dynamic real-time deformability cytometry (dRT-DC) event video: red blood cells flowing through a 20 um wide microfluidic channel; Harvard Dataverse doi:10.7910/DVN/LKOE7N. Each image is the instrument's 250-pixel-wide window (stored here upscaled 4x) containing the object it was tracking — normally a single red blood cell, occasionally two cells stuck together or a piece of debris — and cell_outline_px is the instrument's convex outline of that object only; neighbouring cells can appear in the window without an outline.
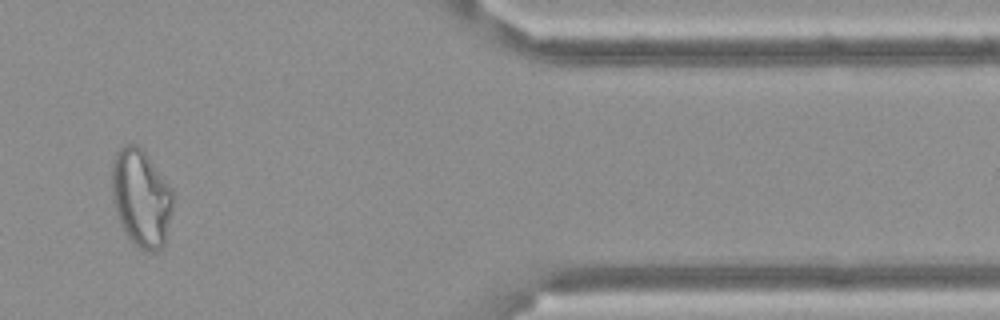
{"species": "Egyptian fruit bat (a non-hibernating species)", "species_latin": "Rousettus aegyptiacus", "temperature_condition": "cold", "stored_images_in_passage": 15, "camera_frame_rate_fps": 3000, "um_per_image_px": 0.085, "frame": {"image": 1, "passage_image": 13, "time_ms": 4.0, "image_size_px": [1000, 320], "cell_outline_px": [[172, 212], [164, 248], [156, 252], [148, 252], [140, 248], [124, 232], [120, 224], [116, 212], [112, 196], [112, 160], [116, 152], [124, 144], [136, 144], [144, 152], [172, 188]], "centroid_in_image_um": [12.0, 16.85], "position_along_channel_um": 399.4, "area_um2": 34.8}}